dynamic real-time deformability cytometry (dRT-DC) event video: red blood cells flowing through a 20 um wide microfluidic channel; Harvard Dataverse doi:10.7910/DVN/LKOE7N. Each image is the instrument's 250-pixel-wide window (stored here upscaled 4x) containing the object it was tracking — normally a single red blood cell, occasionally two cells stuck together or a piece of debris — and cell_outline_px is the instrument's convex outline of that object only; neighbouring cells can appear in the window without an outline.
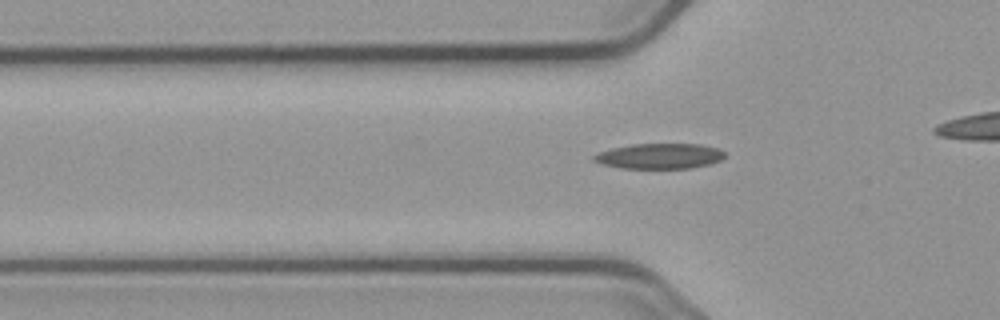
{"species": "common noctule bat (a hibernating species)", "species_latin": "Nyctalus noctula", "temperature_condition": "cold", "stored_images_in_passage": 35, "camera_frame_rate_fps": 3000, "um_per_image_px": 0.085, "animal": {"sex": "male", "body_mass_g": 23.1, "forearm_length_mm": 52.7}, "frame": {"image": 1, "passage_image": 9, "time_ms": 2.667, "image_size_px": [1000, 320], "cell_outline_px": [[724, 156], [720, 160], [708, 164], [692, 168], [620, 168], [600, 164], [592, 160], [592, 156], [600, 152], [612, 148], [632, 144], [700, 144], [716, 148], [724, 152]], "centroid_in_image_um": [56.01, 13.27], "position_along_channel_um": 69.8, "area_um2": 19.25}}
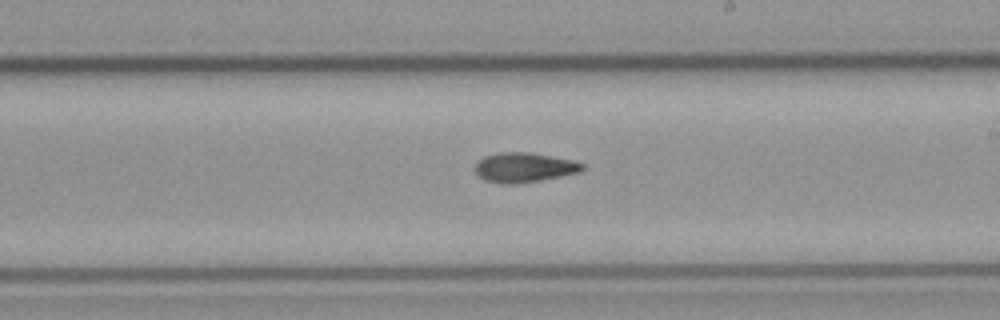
{"frame": {"image": 2, "passage_image": 23, "time_ms": 7.333, "image_size_px": [1000, 320], "cell_outline_px": [[584, 168], [580, 172], [540, 180], [516, 184], [508, 184], [484, 180], [476, 172], [476, 164], [484, 156], [500, 152], [532, 152], [572, 160], [584, 164]], "centroid_in_image_um": [44.57, 14.22], "position_along_channel_um": 244.4, "area_um2": 18.38}}
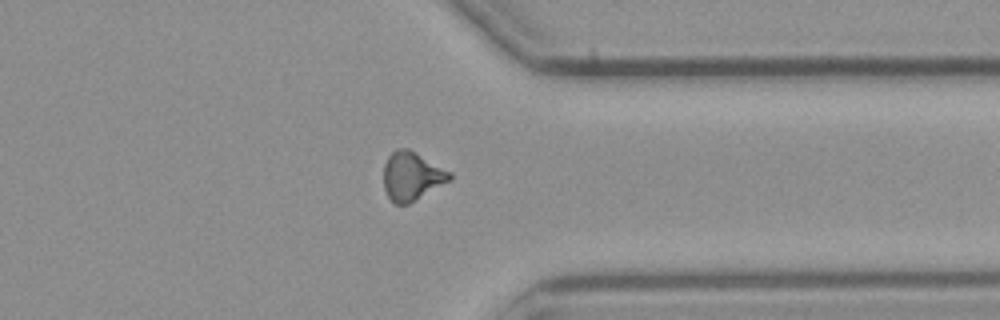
{"frame": {"image": 3, "passage_image": 34, "time_ms": 11.0, "image_size_px": [1000, 320], "cell_outline_px": [[452, 180], [408, 204], [396, 204], [388, 196], [384, 188], [384, 164], [388, 156], [396, 148], [408, 148], [452, 172]], "centroid_in_image_um": [35.02, 14.96], "position_along_channel_um": 376.4, "area_um2": 18.73}}